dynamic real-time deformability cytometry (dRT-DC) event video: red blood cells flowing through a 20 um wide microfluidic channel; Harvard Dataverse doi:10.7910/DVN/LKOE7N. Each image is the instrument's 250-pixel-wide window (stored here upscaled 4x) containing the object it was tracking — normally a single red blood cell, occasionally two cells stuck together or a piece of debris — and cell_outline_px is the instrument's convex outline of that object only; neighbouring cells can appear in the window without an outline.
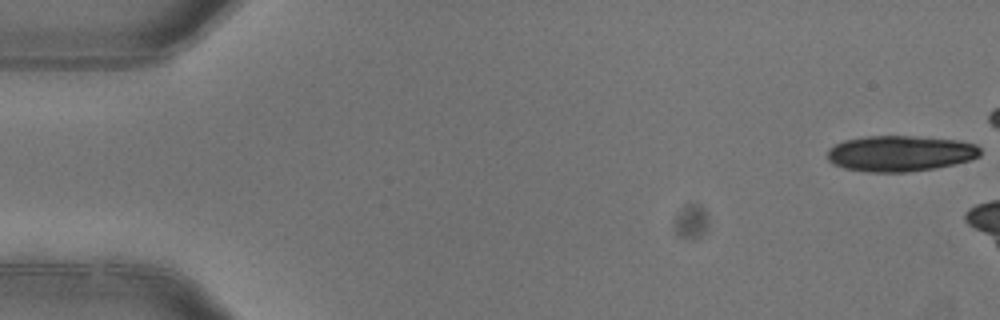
{"species": "common noctule bat (a hibernating species)", "species_latin": "Nyctalus noctula", "temperature_condition": "warm", "stored_images_in_passage": 4, "camera_frame_rate_fps": 3000, "um_per_image_px": 0.085, "animal": {"sex": "female"}, "frame": {"image": 1, "passage_image": 1, "time_ms": 0.0, "image_size_px": [1000, 320], "cell_outline_px": [[980, 156], [972, 160], [936, 168], [908, 172], [868, 172], [844, 168], [832, 164], [828, 160], [828, 148], [844, 140], [868, 136], [912, 136], [960, 140], [976, 144], [980, 148]], "centroid_in_image_um": [76.53, 13.04], "position_along_channel_um": 8.5, "area_um2": 32.14}}